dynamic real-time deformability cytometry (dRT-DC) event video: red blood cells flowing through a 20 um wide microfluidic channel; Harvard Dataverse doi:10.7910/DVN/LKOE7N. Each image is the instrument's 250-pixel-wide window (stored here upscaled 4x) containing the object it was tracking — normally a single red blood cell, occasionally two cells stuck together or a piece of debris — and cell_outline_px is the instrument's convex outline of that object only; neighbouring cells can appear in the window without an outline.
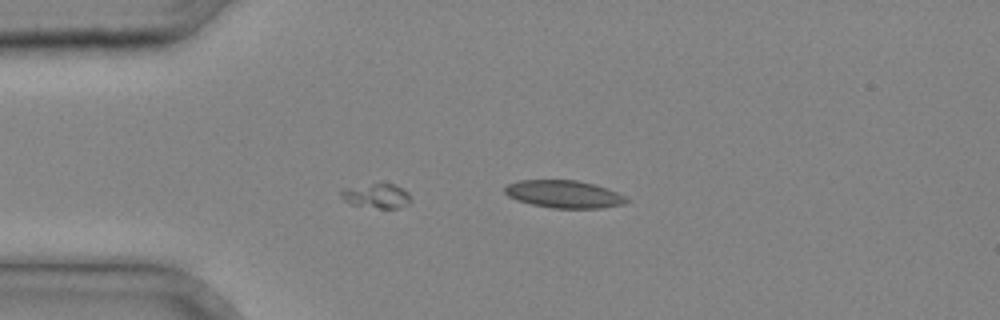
{"species": "common noctule bat (a hibernating species)", "species_latin": "Nyctalus noctula", "temperature_condition": "cold", "stored_images_in_passage": 12, "segment_of_instrument_passage": [1, 2], "camera_frame_rate_fps": 3000, "um_per_image_px": 0.085, "animal": {"sex": "male", "body_mass_g": 20.4}, "frame": {"image": 1, "passage_image": 11, "time_ms": 3.333, "image_size_px": [1000, 320], "cell_outline_px": [[412, 200], [408, 204], [400, 208], [380, 208], [348, 204], [340, 196], [340, 192], [344, 188], [372, 184], [396, 184], [408, 192]], "centroid_in_image_um": [32.02, 16.66], "position_along_channel_um": 53.0, "area_um2": 10.0}}